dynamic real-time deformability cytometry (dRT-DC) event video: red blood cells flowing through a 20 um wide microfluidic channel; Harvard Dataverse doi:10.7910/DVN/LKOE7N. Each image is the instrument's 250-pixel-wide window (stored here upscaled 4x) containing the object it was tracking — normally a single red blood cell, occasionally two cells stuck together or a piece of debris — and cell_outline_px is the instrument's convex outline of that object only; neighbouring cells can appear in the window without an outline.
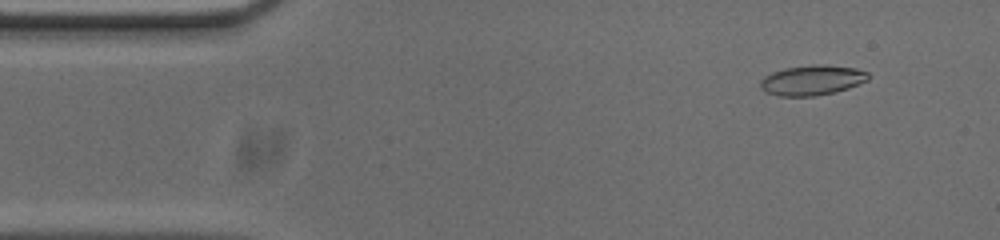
{"species": "common noctule bat (a hibernating species)", "species_latin": "Nyctalus noctula", "temperature_condition": "cold", "stored_images_in_passage": 54, "camera_frame_rate_fps": 3000, "um_per_image_px": 0.085, "animal": {"sex": "male", "body_mass_g": 20.0, "forearm_length_mm": 53.3}, "frame": {"image": 1, "passage_image": 5, "time_ms": 1.333, "image_size_px": [1000, 240], "cell_outline_px": [[868, 80], [848, 88], [836, 92], [816, 96], [776, 96], [764, 92], [760, 88], [760, 80], [764, 76], [772, 72], [784, 68], [816, 64], [820, 64], [856, 68], [868, 72]], "centroid_in_image_um": [68.99, 6.82], "position_along_channel_um": 16.0, "area_um2": 19.07}}
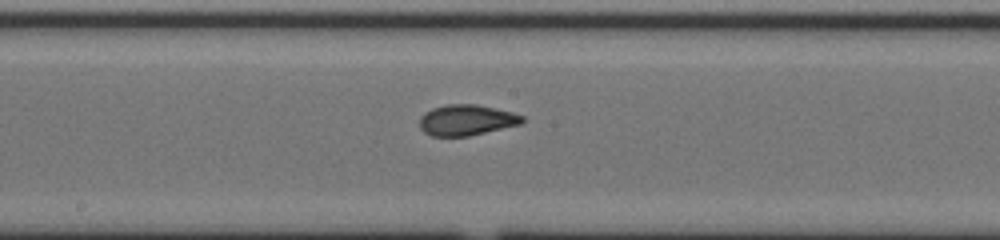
{"frame": {"image": 2, "passage_image": 27, "time_ms": 8.667, "image_size_px": [1000, 240], "cell_outline_px": [[524, 120], [520, 124], [468, 136], [432, 136], [424, 132], [420, 128], [420, 116], [424, 112], [432, 108], [444, 104], [476, 104], [496, 108], [512, 112], [524, 116]], "centroid_in_image_um": [39.63, 10.19], "position_along_channel_um": 208.6, "area_um2": 18.44}}
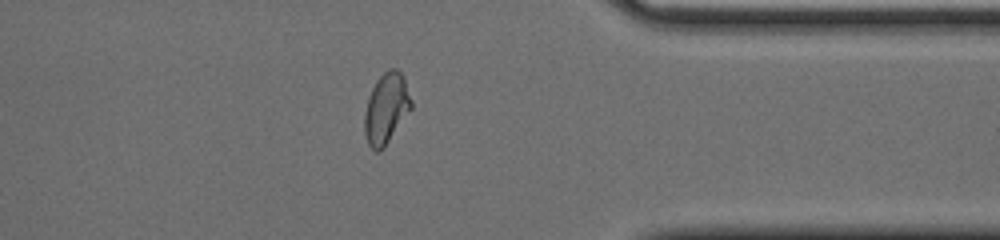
{"frame": {"image": 3, "passage_image": 42, "time_ms": 13.667, "image_size_px": [1000, 240], "cell_outline_px": [[412, 108], [384, 148], [380, 152], [376, 152], [368, 144], [364, 132], [364, 116], [368, 100], [372, 88], [376, 80], [388, 68], [396, 68], [400, 72], [404, 80], [412, 100]], "centroid_in_image_um": [32.83, 9.23], "position_along_channel_um": 378.6, "area_um2": 19.13}, "authors_computed_cell_mechanics": {"area_um2": 18.5538, "velocity_mm_per_s": 3.7097, "shape_relaxation_time_tau1_ms": 4.114, "shape_relaxation_time_tau2_ms": 1.2149, "deformation_change_tau1": 0.1584, "deformation_change_tau2": 0.0618}}